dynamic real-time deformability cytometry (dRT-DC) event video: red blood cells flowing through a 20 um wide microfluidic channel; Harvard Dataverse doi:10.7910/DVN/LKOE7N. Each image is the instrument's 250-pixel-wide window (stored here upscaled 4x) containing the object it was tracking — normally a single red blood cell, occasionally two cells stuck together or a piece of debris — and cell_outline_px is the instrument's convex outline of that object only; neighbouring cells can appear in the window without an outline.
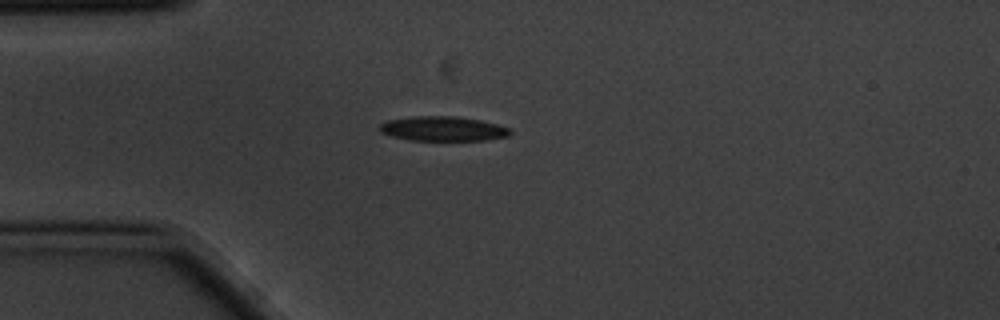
{"species": "common noctule bat (a hibernating species)", "species_latin": "Nyctalus noctula", "temperature_condition": "cold", "stored_images_in_passage": 1, "camera_frame_rate_fps": 3000, "um_per_image_px": 0.085, "animal": {"sex": "male", "body_mass_g": 20.1, "forearm_length_mm": 53.5}, "frame": {"image": 1, "passage_image": 1, "time_ms": 0.0, "image_size_px": [1000, 320], "cell_outline_px": [[512, 132], [508, 136], [484, 140], [408, 140], [392, 136], [380, 132], [376, 128], [380, 124], [388, 120], [416, 116], [452, 116], [480, 120], [496, 124], [508, 128]], "centroid_in_image_um": [37.6, 10.94], "position_along_channel_um": 47.4, "area_um2": 18.61}}